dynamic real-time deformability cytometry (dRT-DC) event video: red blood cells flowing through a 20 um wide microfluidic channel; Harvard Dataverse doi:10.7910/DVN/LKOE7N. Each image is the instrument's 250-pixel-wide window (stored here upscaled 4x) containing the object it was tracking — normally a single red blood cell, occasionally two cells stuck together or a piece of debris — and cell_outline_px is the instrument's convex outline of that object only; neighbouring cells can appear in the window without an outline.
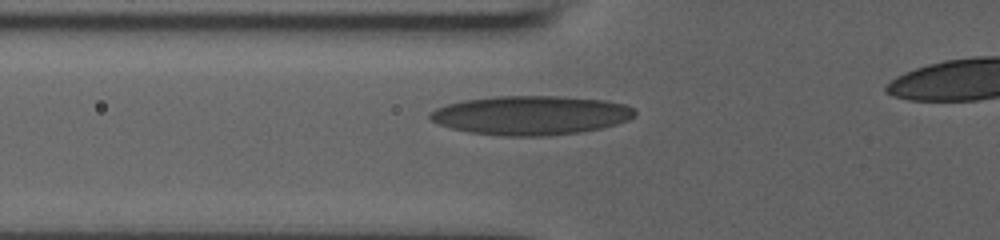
{"species": "human", "species_latin": "Homo sapiens", "temperature_condition": "room temperature", "stored_images_in_passage": 15, "camera_frame_rate_fps": 3000, "um_per_image_px": 0.085, "donor": {"sex": "male"}, "frame": {"image": 1, "passage_image": 7, "time_ms": 2.0, "image_size_px": [1000, 240], "cell_outline_px": [[636, 116], [628, 120], [616, 124], [600, 128], [576, 132], [544, 136], [504, 136], [472, 132], [452, 128], [440, 124], [432, 120], [428, 116], [436, 108], [448, 104], [464, 100], [496, 96], [560, 96], [604, 100], [624, 104], [632, 108], [636, 112]], "centroid_in_image_um": [45.14, 9.79], "position_along_channel_um": 80.7, "area_um2": 46.24}}
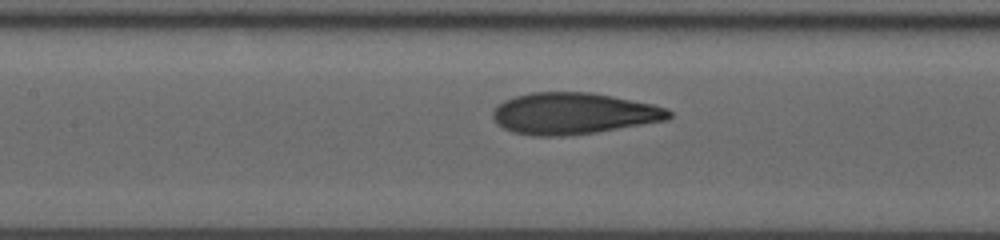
{"frame": {"image": 2, "passage_image": 11, "time_ms": 3.333, "image_size_px": [1000, 240], "cell_outline_px": [[672, 116], [668, 120], [596, 132], [560, 136], [532, 136], [512, 132], [496, 124], [492, 116], [492, 112], [504, 100], [516, 96], [532, 92], [592, 92], [652, 104], [668, 108], [672, 112]], "centroid_in_image_um": [48.75, 9.65], "position_along_channel_um": 158.6, "area_um2": 42.6}}
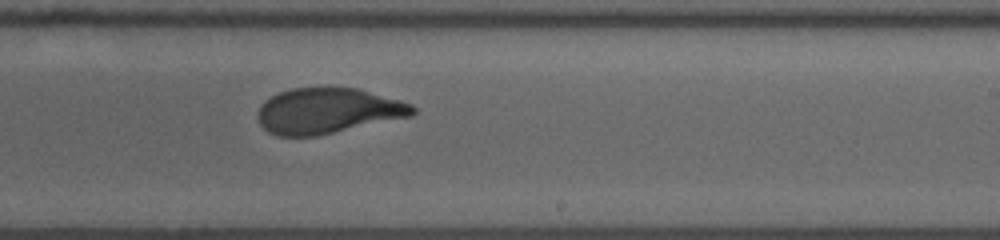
{"frame": {"image": 3, "passage_image": 15, "time_ms": 4.667, "image_size_px": [1000, 240], "cell_outline_px": [[416, 112], [412, 116], [316, 136], [276, 136], [268, 132], [260, 124], [256, 116], [256, 112], [260, 104], [264, 100], [280, 92], [292, 88], [356, 88], [400, 100], [412, 104], [416, 108]], "centroid_in_image_um": [27.83, 9.43], "position_along_channel_um": 261.2, "area_um2": 41.15}}